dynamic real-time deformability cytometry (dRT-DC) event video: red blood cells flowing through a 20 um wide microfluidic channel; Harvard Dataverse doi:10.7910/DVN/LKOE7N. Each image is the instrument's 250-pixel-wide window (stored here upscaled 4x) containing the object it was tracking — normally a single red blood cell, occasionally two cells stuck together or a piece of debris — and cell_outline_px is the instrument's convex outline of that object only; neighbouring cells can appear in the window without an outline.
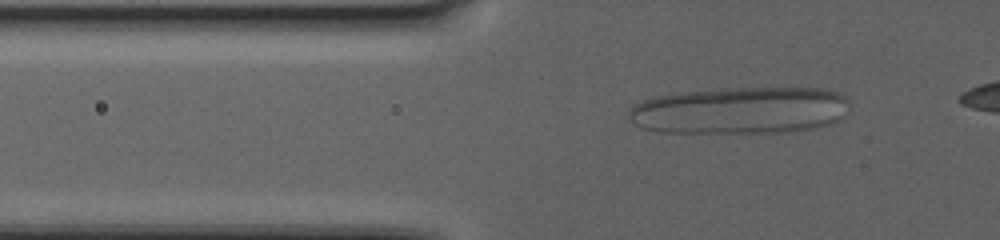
{"species": "human", "species_latin": "Homo sapiens", "temperature_condition": "warm", "stored_images_in_passage": 62, "segment_of_instrument_passage": [1, 2], "camera_frame_rate_fps": 3000, "um_per_image_px": 0.085, "donor": {"sex": "female"}, "frame": {"image": 1, "passage_image": 11, "time_ms": 3.333, "image_size_px": [1000, 240], "cell_outline_px": [[848, 104], [840, 120], [832, 124], [812, 128], [788, 132], [660, 132], [644, 128], [636, 124], [628, 116], [628, 112], [636, 104], [644, 100], [656, 96], [676, 92], [720, 88], [824, 88], [836, 92], [844, 96], [848, 100]], "centroid_in_image_um": [62.93, 9.37], "position_along_channel_um": 62.9, "area_um2": 60.57}}
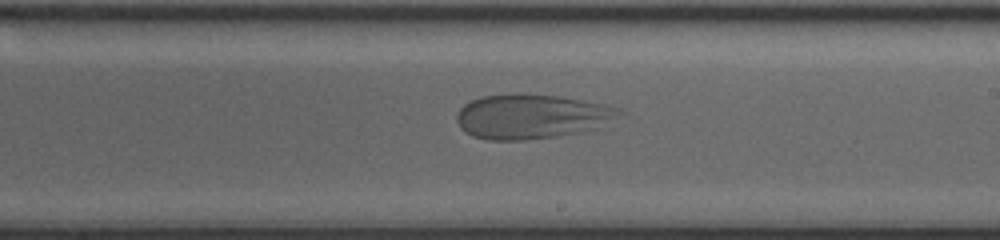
{"frame": {"image": 2, "passage_image": 35, "time_ms": 11.333, "image_size_px": [1000, 240], "cell_outline_px": [[628, 116], [596, 128], [580, 132], [524, 140], [488, 140], [472, 136], [464, 132], [460, 128], [456, 120], [456, 116], [460, 108], [464, 104], [472, 100], [484, 96], [516, 92], [520, 92], [560, 96], [604, 104], [620, 108], [628, 112]], "centroid_in_image_um": [45.25, 9.88], "position_along_channel_um": 243.7, "area_um2": 43.06}}
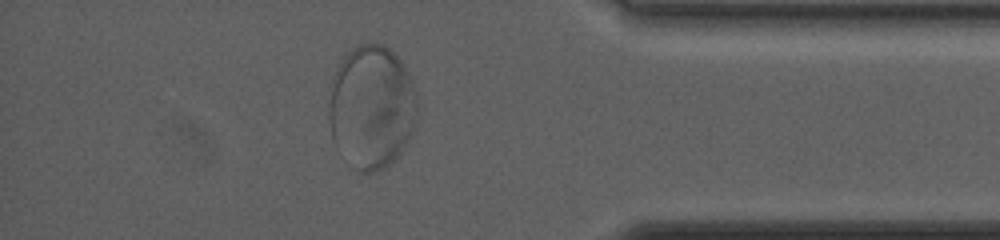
{"frame": {"image": 3, "passage_image": 56, "time_ms": 18.333, "image_size_px": [1000, 240], "cell_outline_px": [[416, 112], [412, 132], [404, 148], [388, 164], [372, 172], [360, 172], [336, 148], [332, 140], [328, 120], [328, 104], [332, 76], [340, 60], [356, 44], [384, 44], [400, 60], [408, 72], [416, 96]], "centroid_in_image_um": [31.53, 9.07], "position_along_channel_um": 403.7, "area_um2": 63.52}}